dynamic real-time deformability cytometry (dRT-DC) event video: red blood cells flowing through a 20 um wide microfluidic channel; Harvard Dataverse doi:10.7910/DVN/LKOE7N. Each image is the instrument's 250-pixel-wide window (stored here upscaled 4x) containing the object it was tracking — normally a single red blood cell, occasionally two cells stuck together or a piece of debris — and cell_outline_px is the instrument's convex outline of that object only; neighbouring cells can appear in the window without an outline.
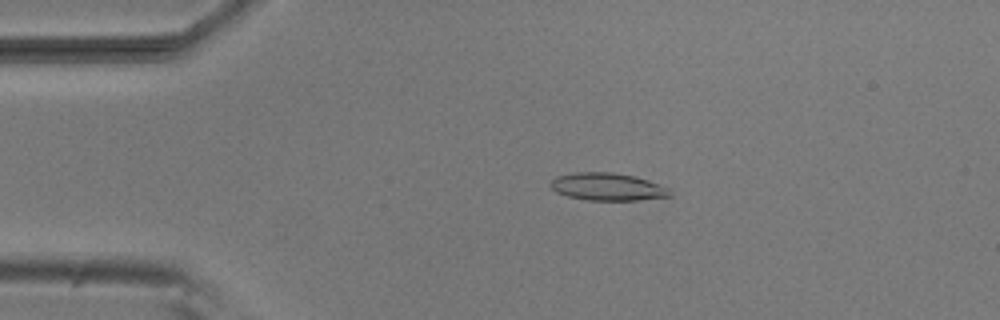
{"species": "common noctule bat (a hibernating species)", "species_latin": "Nyctalus noctula", "temperature_condition": "room temperature", "stored_images_in_passage": 19, "camera_frame_rate_fps": 3000, "um_per_image_px": 0.085, "animal": {"sex": "male", "body_mass_g": 20.5, "forearm_length_mm": 52.5}, "frame": {"image": 1, "passage_image": 11, "time_ms": 3.333, "image_size_px": [1000, 320], "cell_outline_px": [[672, 196], [636, 200], [588, 200], [568, 196], [556, 192], [552, 188], [552, 180], [556, 176], [576, 172], [612, 172], [636, 176], [648, 180], [668, 188]], "centroid_in_image_um": [51.65, 15.87], "position_along_channel_um": 33.4, "area_um2": 19.02}}
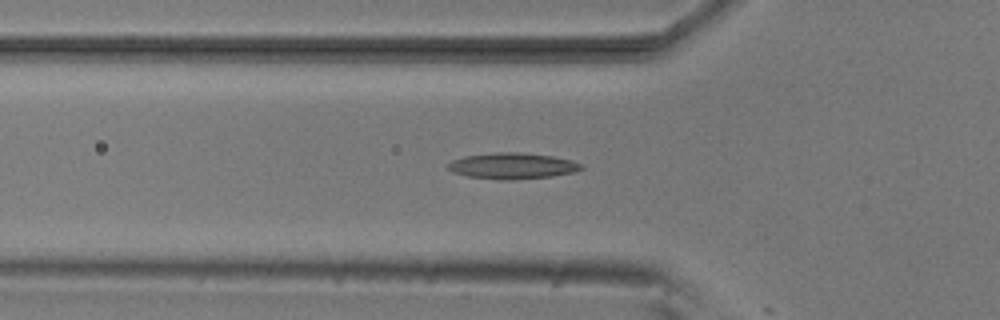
{"frame": {"image": 2, "passage_image": 18, "time_ms": 5.667, "image_size_px": [1000, 320], "cell_outline_px": [[584, 168], [572, 172], [552, 176], [508, 180], [500, 180], [468, 176], [452, 172], [448, 168], [448, 164], [452, 160], [464, 156], [496, 152], [520, 152], [552, 156], [572, 160], [584, 164]], "centroid_in_image_um": [43.56, 14.09], "position_along_channel_um": 82.2, "area_um2": 20.23}}